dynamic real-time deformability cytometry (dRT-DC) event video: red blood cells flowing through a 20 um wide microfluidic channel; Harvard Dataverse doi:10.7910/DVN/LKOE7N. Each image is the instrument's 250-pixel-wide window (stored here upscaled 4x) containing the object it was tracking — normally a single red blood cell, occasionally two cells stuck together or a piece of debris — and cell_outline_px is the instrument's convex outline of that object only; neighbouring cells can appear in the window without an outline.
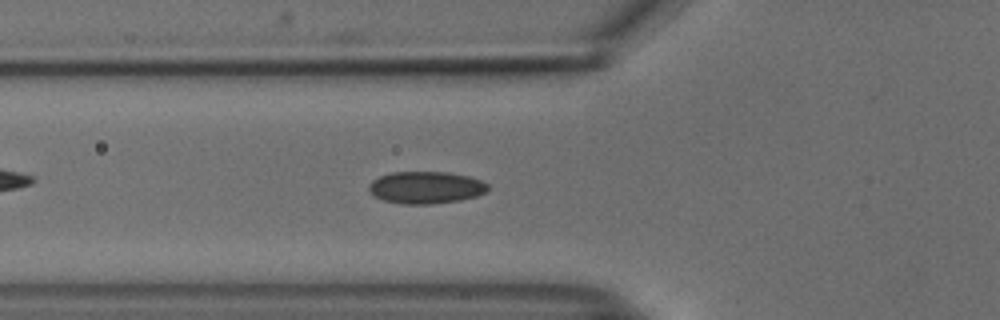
{"species": "common noctule bat (a hibernating species)", "species_latin": "Nyctalus noctula", "temperature_condition": "cold", "stored_images_in_passage": 53, "camera_frame_rate_fps": 3000, "um_per_image_px": 0.085, "animal": {"sex": "male", "body_mass_g": 18.8}, "frame": {"image": 1, "passage_image": 19, "time_ms": 6.0, "image_size_px": [1000, 320], "cell_outline_px": [[488, 188], [484, 192], [476, 196], [460, 200], [432, 204], [400, 204], [384, 200], [368, 192], [368, 184], [372, 180], [380, 176], [392, 172], [448, 172], [468, 176], [480, 180], [488, 184]], "centroid_in_image_um": [36.16, 15.94], "position_along_channel_um": 89.6, "area_um2": 22.31}}
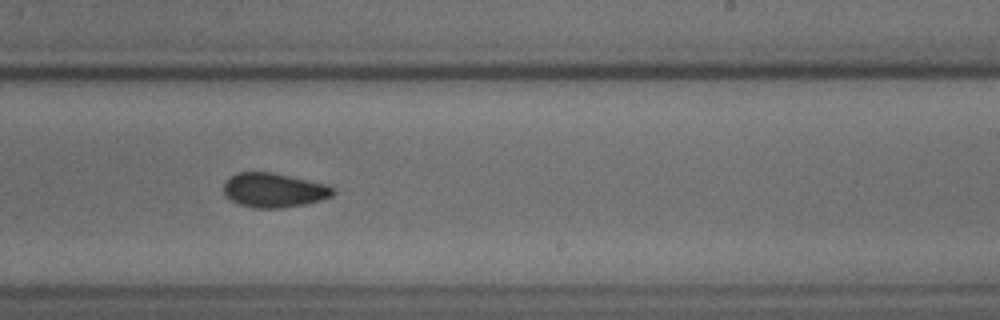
{"frame": {"image": 2, "passage_image": 33, "time_ms": 10.667, "image_size_px": [1000, 320], "cell_outline_px": [[336, 192], [332, 196], [320, 200], [304, 204], [280, 208], [256, 208], [240, 204], [224, 196], [224, 180], [228, 176], [236, 172], [272, 172], [332, 184], [336, 188]], "centroid_in_image_um": [23.32, 16.14], "position_along_channel_um": 265.7, "area_um2": 22.37}}
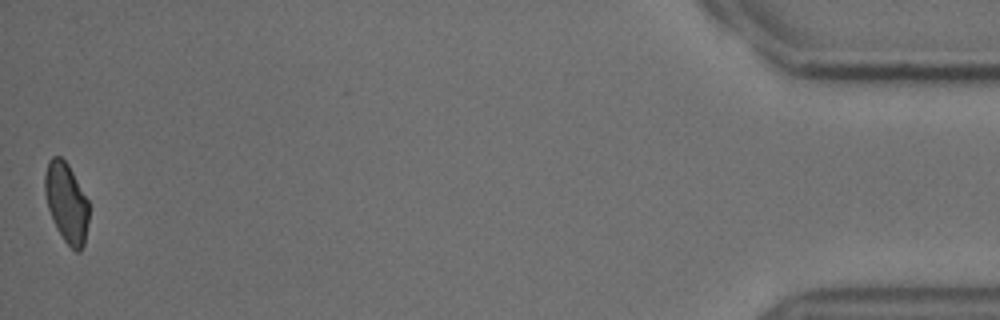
{"frame": {"image": 3, "passage_image": 53, "time_ms": 17.333, "image_size_px": [1000, 320], "cell_outline_px": [[88, 220], [84, 244], [80, 252], [76, 252], [64, 240], [56, 228], [48, 208], [44, 192], [44, 176], [48, 160], [52, 156], [60, 156], [68, 164], [88, 200]], "centroid_in_image_um": [5.63, 17.21], "position_along_channel_um": 429.6, "area_um2": 20.4}, "authors_computed_cell_mechanics": {"area_um2": 21.7906, "velocity_mm_per_s": 3.7642, "shape_relaxation_time_tau1_ms": null, "shape_relaxation_time_tau2_ms": 2.2224, "deformation_change_tau1": null, "deformation_change_tau2": 0.0573}}